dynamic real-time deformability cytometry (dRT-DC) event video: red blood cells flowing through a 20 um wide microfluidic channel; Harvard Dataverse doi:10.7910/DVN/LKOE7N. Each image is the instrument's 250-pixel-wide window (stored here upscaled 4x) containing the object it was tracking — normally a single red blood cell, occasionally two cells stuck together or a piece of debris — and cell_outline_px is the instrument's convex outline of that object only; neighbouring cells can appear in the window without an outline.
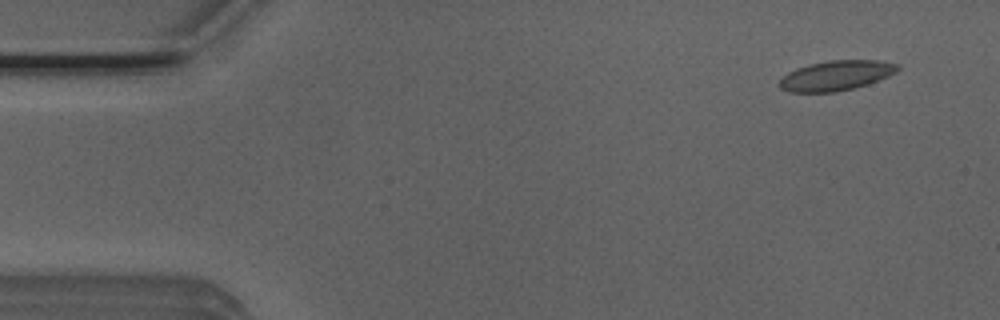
{"species": "Egyptian fruit bat (a non-hibernating species)", "species_latin": "Rousettus aegyptiacus", "temperature_condition": "room temperature", "stored_images_in_passage": 5, "camera_frame_rate_fps": 3000, "um_per_image_px": 0.085, "animal": {"sex": "male"}, "frame": {"image": 1, "passage_image": 2, "time_ms": 0.333, "image_size_px": [1000, 320], "cell_outline_px": [[900, 68], [896, 72], [888, 76], [868, 84], [836, 92], [788, 92], [780, 88], [780, 80], [788, 72], [796, 68], [808, 64], [832, 60], [880, 60], [900, 64]], "centroid_in_image_um": [71.09, 6.41], "position_along_channel_um": 13.9, "area_um2": 20.63}}